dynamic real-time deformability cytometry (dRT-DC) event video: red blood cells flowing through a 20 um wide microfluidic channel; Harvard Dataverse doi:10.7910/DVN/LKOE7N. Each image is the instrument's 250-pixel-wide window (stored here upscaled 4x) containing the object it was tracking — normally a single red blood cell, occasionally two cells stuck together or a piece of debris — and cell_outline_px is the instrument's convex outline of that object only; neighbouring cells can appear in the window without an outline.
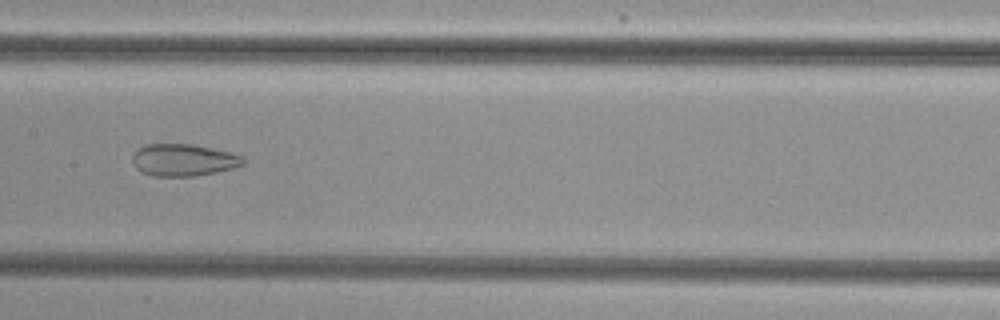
{"species": "common noctule bat (a hibernating species)", "species_latin": "Nyctalus noctula", "temperature_condition": "cold", "stored_images_in_passage": 33, "camera_frame_rate_fps": 3000, "um_per_image_px": 0.085, "animal": {"sex": "female", "body_mass_g": 29.2, "forearm_length_mm": 56.3}, "frame": {"image": 1, "passage_image": 19, "time_ms": 6.0, "image_size_px": [1000, 320], "cell_outline_px": [[244, 164], [232, 168], [216, 172], [196, 176], [152, 176], [140, 172], [132, 164], [132, 156], [136, 148], [144, 144], [192, 144], [232, 152], [244, 156]], "centroid_in_image_um": [15.56, 13.59], "position_along_channel_um": 191.8, "area_um2": 21.04}}